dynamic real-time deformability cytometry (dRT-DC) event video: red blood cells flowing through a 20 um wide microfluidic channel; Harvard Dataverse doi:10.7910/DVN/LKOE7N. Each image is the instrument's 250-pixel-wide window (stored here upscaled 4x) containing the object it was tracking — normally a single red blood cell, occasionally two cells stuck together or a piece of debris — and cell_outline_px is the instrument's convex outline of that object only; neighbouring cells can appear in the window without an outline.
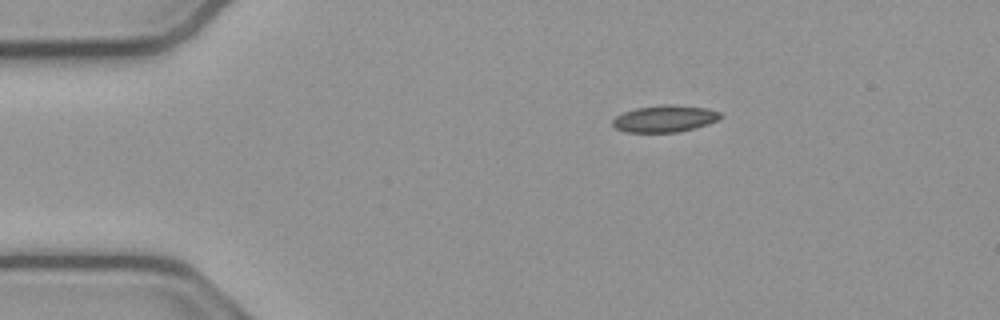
{"species": "common noctule bat (a hibernating species)", "species_latin": "Nyctalus noctula", "temperature_condition": "cold", "stored_images_in_passage": 45, "camera_frame_rate_fps": 3000, "um_per_image_px": 0.085, "animal": {"sex": "male", "body_mass_g": 23.1, "forearm_length_mm": 52.7}, "frame": {"image": 1, "passage_image": 1, "time_ms": 0.0, "image_size_px": [1000, 320], "cell_outline_px": [[720, 116], [716, 120], [708, 124], [676, 132], [628, 132], [616, 128], [612, 124], [612, 120], [616, 116], [624, 112], [636, 108], [664, 104], [676, 104], [704, 108], [720, 112]], "centroid_in_image_um": [56.46, 10.08], "position_along_channel_um": 28.5, "area_um2": 16.59}}
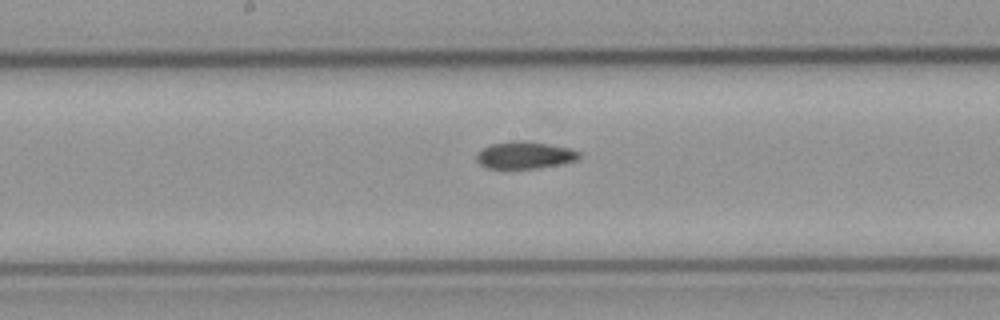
{"frame": {"image": 2, "passage_image": 19, "time_ms": 6.0, "image_size_px": [1000, 320], "cell_outline_px": [[580, 156], [576, 160], [560, 164], [536, 168], [488, 168], [480, 164], [476, 160], [476, 156], [484, 148], [492, 144], [512, 140], [524, 140], [572, 148], [580, 152]], "centroid_in_image_um": [44.63, 13.17], "position_along_channel_um": 203.6, "area_um2": 16.13}}
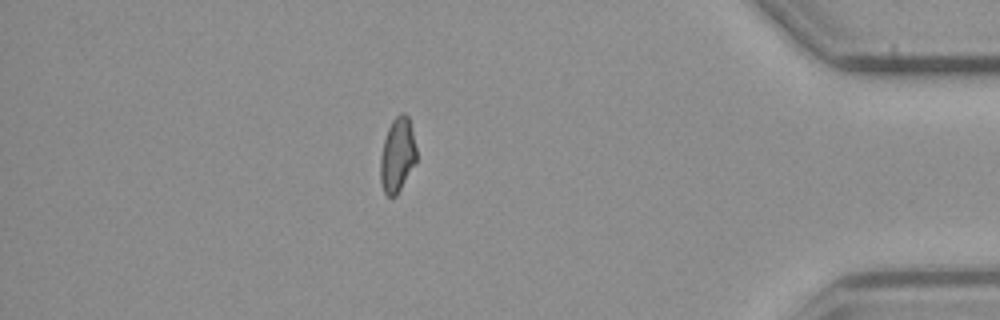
{"frame": {"image": 3, "passage_image": 38, "time_ms": 12.333, "image_size_px": [1000, 320], "cell_outline_px": [[416, 164], [396, 196], [388, 196], [384, 192], [380, 184], [380, 156], [384, 140], [388, 128], [392, 120], [400, 112], [404, 112], [408, 116], [416, 148]], "centroid_in_image_um": [33.77, 13.19], "position_along_channel_um": 401.4, "area_um2": 15.78}, "authors_computed_cell_mechanics": {"area_um2": 16.2418, "velocity_mm_per_s": 3.8149, "shape_relaxation_time_tau1_ms": null, "shape_relaxation_time_tau2_ms": 5.7286, "deformation_change_tau1": null, "deformation_change_tau2": 0.1039}}